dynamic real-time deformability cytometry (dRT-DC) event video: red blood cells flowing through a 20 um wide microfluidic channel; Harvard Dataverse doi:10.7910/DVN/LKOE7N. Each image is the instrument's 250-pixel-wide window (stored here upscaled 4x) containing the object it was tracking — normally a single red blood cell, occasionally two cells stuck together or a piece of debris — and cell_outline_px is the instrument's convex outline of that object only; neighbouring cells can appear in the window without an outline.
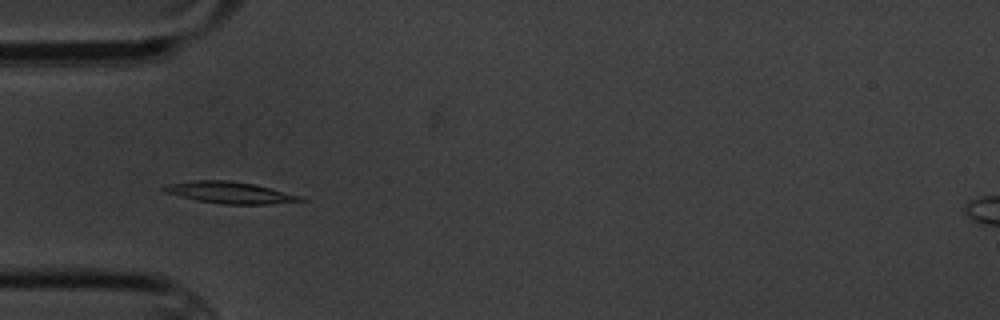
{"species": "common noctule bat (a hibernating species)", "species_latin": "Nyctalus noctula", "temperature_condition": "cold", "stored_images_in_passage": 11, "camera_frame_rate_fps": 3000, "um_per_image_px": 0.085, "animal": {"sex": "male", "body_mass_g": 20.1, "forearm_length_mm": 53.5}, "frame": {"image": 1, "passage_image": 5, "time_ms": 5.333, "image_size_px": [1000, 320], "cell_outline_px": [[308, 200], [268, 204], [220, 204], [196, 200], [164, 192], [160, 188], [172, 184], [192, 180], [228, 180], [256, 184], [300, 196]], "centroid_in_image_um": [19.54, 16.37], "position_along_channel_um": 65.5, "area_um2": 17.05}}
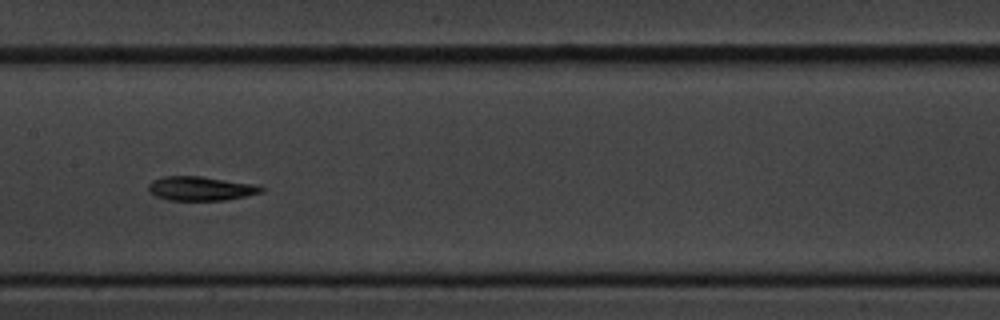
{"frame": {"image": 2, "passage_image": 8, "time_ms": 9.0, "image_size_px": [1000, 320], "cell_outline_px": [[264, 192], [248, 196], [224, 200], [168, 200], [156, 196], [148, 192], [148, 184], [152, 180], [164, 176], [200, 176], [260, 184], [264, 188]], "centroid_in_image_um": [17.11, 16.02], "position_along_channel_um": 190.3, "area_um2": 16.18}}
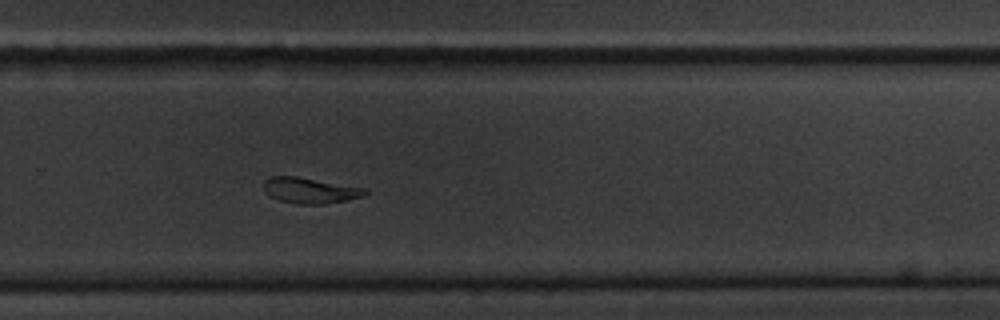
{"frame": {"image": 3, "passage_image": 11, "time_ms": 12.333, "image_size_px": [1000, 320], "cell_outline_px": [[368, 192], [364, 196], [348, 200], [324, 204], [296, 204], [280, 200], [264, 192], [264, 180], [268, 176], [296, 176], [364, 188]], "centroid_in_image_um": [26.33, 16.19], "position_along_channel_um": 303.5, "area_um2": 15.14}}